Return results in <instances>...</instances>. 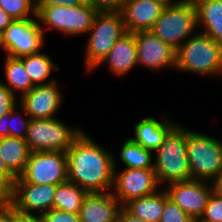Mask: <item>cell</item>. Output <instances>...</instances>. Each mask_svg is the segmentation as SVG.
Returning a JSON list of instances; mask_svg holds the SVG:
<instances>
[{"label": "cell", "instance_id": "30bf717a", "mask_svg": "<svg viewBox=\"0 0 222 222\" xmlns=\"http://www.w3.org/2000/svg\"><path fill=\"white\" fill-rule=\"evenodd\" d=\"M57 185L26 183L17 177L8 202L23 216H41L53 208Z\"/></svg>", "mask_w": 222, "mask_h": 222}, {"label": "cell", "instance_id": "7c38bea8", "mask_svg": "<svg viewBox=\"0 0 222 222\" xmlns=\"http://www.w3.org/2000/svg\"><path fill=\"white\" fill-rule=\"evenodd\" d=\"M3 41L6 56L19 58L39 53L45 44V34L37 18L14 20L3 31Z\"/></svg>", "mask_w": 222, "mask_h": 222}, {"label": "cell", "instance_id": "603a6c76", "mask_svg": "<svg viewBox=\"0 0 222 222\" xmlns=\"http://www.w3.org/2000/svg\"><path fill=\"white\" fill-rule=\"evenodd\" d=\"M34 86L50 84L56 79L50 78L52 72L59 70L51 57L42 50L36 54L19 57ZM53 70V71H52Z\"/></svg>", "mask_w": 222, "mask_h": 222}, {"label": "cell", "instance_id": "d4e9b609", "mask_svg": "<svg viewBox=\"0 0 222 222\" xmlns=\"http://www.w3.org/2000/svg\"><path fill=\"white\" fill-rule=\"evenodd\" d=\"M88 193L87 190L70 181L58 184L54 195L53 208L79 214Z\"/></svg>", "mask_w": 222, "mask_h": 222}, {"label": "cell", "instance_id": "f546056e", "mask_svg": "<svg viewBox=\"0 0 222 222\" xmlns=\"http://www.w3.org/2000/svg\"><path fill=\"white\" fill-rule=\"evenodd\" d=\"M200 219L207 222H222V197L212 192Z\"/></svg>", "mask_w": 222, "mask_h": 222}, {"label": "cell", "instance_id": "9a60e30c", "mask_svg": "<svg viewBox=\"0 0 222 222\" xmlns=\"http://www.w3.org/2000/svg\"><path fill=\"white\" fill-rule=\"evenodd\" d=\"M63 93L57 80L34 88L19 98V103L32 119L57 118L56 113L62 107Z\"/></svg>", "mask_w": 222, "mask_h": 222}, {"label": "cell", "instance_id": "d6986e66", "mask_svg": "<svg viewBox=\"0 0 222 222\" xmlns=\"http://www.w3.org/2000/svg\"><path fill=\"white\" fill-rule=\"evenodd\" d=\"M162 115V116H161ZM160 118L146 116L134 125V137L130 139L145 149L155 152L163 143L168 132L178 123L165 114Z\"/></svg>", "mask_w": 222, "mask_h": 222}, {"label": "cell", "instance_id": "e0dca14e", "mask_svg": "<svg viewBox=\"0 0 222 222\" xmlns=\"http://www.w3.org/2000/svg\"><path fill=\"white\" fill-rule=\"evenodd\" d=\"M106 64L110 73L116 77L127 75L134 67L138 66L137 46L135 33L126 32L114 44L109 53L93 69H98L101 65Z\"/></svg>", "mask_w": 222, "mask_h": 222}, {"label": "cell", "instance_id": "b9f144b4", "mask_svg": "<svg viewBox=\"0 0 222 222\" xmlns=\"http://www.w3.org/2000/svg\"><path fill=\"white\" fill-rule=\"evenodd\" d=\"M8 202V192L0 185V207Z\"/></svg>", "mask_w": 222, "mask_h": 222}, {"label": "cell", "instance_id": "4316f807", "mask_svg": "<svg viewBox=\"0 0 222 222\" xmlns=\"http://www.w3.org/2000/svg\"><path fill=\"white\" fill-rule=\"evenodd\" d=\"M0 8L13 20L37 18L34 0H0Z\"/></svg>", "mask_w": 222, "mask_h": 222}, {"label": "cell", "instance_id": "7bdbcfd3", "mask_svg": "<svg viewBox=\"0 0 222 222\" xmlns=\"http://www.w3.org/2000/svg\"><path fill=\"white\" fill-rule=\"evenodd\" d=\"M157 2H160L163 6H172L181 3L183 0H156Z\"/></svg>", "mask_w": 222, "mask_h": 222}, {"label": "cell", "instance_id": "836d02e7", "mask_svg": "<svg viewBox=\"0 0 222 222\" xmlns=\"http://www.w3.org/2000/svg\"><path fill=\"white\" fill-rule=\"evenodd\" d=\"M16 177L7 169L0 156V185L9 193L14 185Z\"/></svg>", "mask_w": 222, "mask_h": 222}, {"label": "cell", "instance_id": "8992f818", "mask_svg": "<svg viewBox=\"0 0 222 222\" xmlns=\"http://www.w3.org/2000/svg\"><path fill=\"white\" fill-rule=\"evenodd\" d=\"M35 8L37 20L43 33L48 27L67 37L87 34L98 12L88 3L72 7L54 5L35 6Z\"/></svg>", "mask_w": 222, "mask_h": 222}, {"label": "cell", "instance_id": "60d3db41", "mask_svg": "<svg viewBox=\"0 0 222 222\" xmlns=\"http://www.w3.org/2000/svg\"><path fill=\"white\" fill-rule=\"evenodd\" d=\"M19 222H44L41 216H23L19 213Z\"/></svg>", "mask_w": 222, "mask_h": 222}, {"label": "cell", "instance_id": "ee69618b", "mask_svg": "<svg viewBox=\"0 0 222 222\" xmlns=\"http://www.w3.org/2000/svg\"><path fill=\"white\" fill-rule=\"evenodd\" d=\"M0 48L6 52V49H5V44H4V41H3V32L0 31Z\"/></svg>", "mask_w": 222, "mask_h": 222}, {"label": "cell", "instance_id": "7402d4cb", "mask_svg": "<svg viewBox=\"0 0 222 222\" xmlns=\"http://www.w3.org/2000/svg\"><path fill=\"white\" fill-rule=\"evenodd\" d=\"M168 194L164 188L127 202L124 207L145 222H160Z\"/></svg>", "mask_w": 222, "mask_h": 222}, {"label": "cell", "instance_id": "6da1fadb", "mask_svg": "<svg viewBox=\"0 0 222 222\" xmlns=\"http://www.w3.org/2000/svg\"><path fill=\"white\" fill-rule=\"evenodd\" d=\"M87 132L66 150L68 181L92 192L112 191L114 182V152L94 141Z\"/></svg>", "mask_w": 222, "mask_h": 222}, {"label": "cell", "instance_id": "2e32d148", "mask_svg": "<svg viewBox=\"0 0 222 222\" xmlns=\"http://www.w3.org/2000/svg\"><path fill=\"white\" fill-rule=\"evenodd\" d=\"M164 7L156 0H127L120 11L126 31H150Z\"/></svg>", "mask_w": 222, "mask_h": 222}, {"label": "cell", "instance_id": "5bb4252c", "mask_svg": "<svg viewBox=\"0 0 222 222\" xmlns=\"http://www.w3.org/2000/svg\"><path fill=\"white\" fill-rule=\"evenodd\" d=\"M135 39L138 66H144L151 71H161L168 67L175 69L176 50L172 46L150 31L136 32Z\"/></svg>", "mask_w": 222, "mask_h": 222}, {"label": "cell", "instance_id": "484cf974", "mask_svg": "<svg viewBox=\"0 0 222 222\" xmlns=\"http://www.w3.org/2000/svg\"><path fill=\"white\" fill-rule=\"evenodd\" d=\"M154 152L143 148L130 138L125 140L119 150V158L124 168L154 169Z\"/></svg>", "mask_w": 222, "mask_h": 222}, {"label": "cell", "instance_id": "83f0119b", "mask_svg": "<svg viewBox=\"0 0 222 222\" xmlns=\"http://www.w3.org/2000/svg\"><path fill=\"white\" fill-rule=\"evenodd\" d=\"M22 112L24 114H22ZM31 119L26 113V109L18 103L10 112V118L7 120L9 136L25 139Z\"/></svg>", "mask_w": 222, "mask_h": 222}, {"label": "cell", "instance_id": "44dd1931", "mask_svg": "<svg viewBox=\"0 0 222 222\" xmlns=\"http://www.w3.org/2000/svg\"><path fill=\"white\" fill-rule=\"evenodd\" d=\"M30 154L31 150L25 139L12 136L0 138V156L16 178L23 173Z\"/></svg>", "mask_w": 222, "mask_h": 222}, {"label": "cell", "instance_id": "277c9868", "mask_svg": "<svg viewBox=\"0 0 222 222\" xmlns=\"http://www.w3.org/2000/svg\"><path fill=\"white\" fill-rule=\"evenodd\" d=\"M187 156L192 179L213 182L222 174V139L187 128Z\"/></svg>", "mask_w": 222, "mask_h": 222}, {"label": "cell", "instance_id": "f6af8a7d", "mask_svg": "<svg viewBox=\"0 0 222 222\" xmlns=\"http://www.w3.org/2000/svg\"><path fill=\"white\" fill-rule=\"evenodd\" d=\"M193 222H207V221H204V220H201L200 218H198V219H194Z\"/></svg>", "mask_w": 222, "mask_h": 222}, {"label": "cell", "instance_id": "9c48e42d", "mask_svg": "<svg viewBox=\"0 0 222 222\" xmlns=\"http://www.w3.org/2000/svg\"><path fill=\"white\" fill-rule=\"evenodd\" d=\"M20 178L26 183L58 185L68 181L66 153L31 152Z\"/></svg>", "mask_w": 222, "mask_h": 222}, {"label": "cell", "instance_id": "74e56055", "mask_svg": "<svg viewBox=\"0 0 222 222\" xmlns=\"http://www.w3.org/2000/svg\"><path fill=\"white\" fill-rule=\"evenodd\" d=\"M10 118V112L0 116V138L9 136V128L7 127V120Z\"/></svg>", "mask_w": 222, "mask_h": 222}, {"label": "cell", "instance_id": "7a4b0ae2", "mask_svg": "<svg viewBox=\"0 0 222 222\" xmlns=\"http://www.w3.org/2000/svg\"><path fill=\"white\" fill-rule=\"evenodd\" d=\"M154 153V171L160 186L192 180L187 156V128L184 125L178 122Z\"/></svg>", "mask_w": 222, "mask_h": 222}, {"label": "cell", "instance_id": "d590c367", "mask_svg": "<svg viewBox=\"0 0 222 222\" xmlns=\"http://www.w3.org/2000/svg\"><path fill=\"white\" fill-rule=\"evenodd\" d=\"M86 3L85 0H34L35 6H79Z\"/></svg>", "mask_w": 222, "mask_h": 222}, {"label": "cell", "instance_id": "1f68e13d", "mask_svg": "<svg viewBox=\"0 0 222 222\" xmlns=\"http://www.w3.org/2000/svg\"><path fill=\"white\" fill-rule=\"evenodd\" d=\"M44 222H81L79 214L52 208L41 215Z\"/></svg>", "mask_w": 222, "mask_h": 222}, {"label": "cell", "instance_id": "8d00e7d4", "mask_svg": "<svg viewBox=\"0 0 222 222\" xmlns=\"http://www.w3.org/2000/svg\"><path fill=\"white\" fill-rule=\"evenodd\" d=\"M118 220L120 222H145L141 218L131 214L124 206H121Z\"/></svg>", "mask_w": 222, "mask_h": 222}, {"label": "cell", "instance_id": "d6a6232c", "mask_svg": "<svg viewBox=\"0 0 222 222\" xmlns=\"http://www.w3.org/2000/svg\"><path fill=\"white\" fill-rule=\"evenodd\" d=\"M97 11L120 12L127 0H85Z\"/></svg>", "mask_w": 222, "mask_h": 222}, {"label": "cell", "instance_id": "f1b7e54d", "mask_svg": "<svg viewBox=\"0 0 222 222\" xmlns=\"http://www.w3.org/2000/svg\"><path fill=\"white\" fill-rule=\"evenodd\" d=\"M188 214H186L176 203L170 198L165 201V206L160 222H193Z\"/></svg>", "mask_w": 222, "mask_h": 222}, {"label": "cell", "instance_id": "e575fe53", "mask_svg": "<svg viewBox=\"0 0 222 222\" xmlns=\"http://www.w3.org/2000/svg\"><path fill=\"white\" fill-rule=\"evenodd\" d=\"M0 222H19V212L9 202L0 207Z\"/></svg>", "mask_w": 222, "mask_h": 222}, {"label": "cell", "instance_id": "ab89813d", "mask_svg": "<svg viewBox=\"0 0 222 222\" xmlns=\"http://www.w3.org/2000/svg\"><path fill=\"white\" fill-rule=\"evenodd\" d=\"M213 192L222 197V174L216 178L213 182Z\"/></svg>", "mask_w": 222, "mask_h": 222}, {"label": "cell", "instance_id": "52a82bcc", "mask_svg": "<svg viewBox=\"0 0 222 222\" xmlns=\"http://www.w3.org/2000/svg\"><path fill=\"white\" fill-rule=\"evenodd\" d=\"M196 30L198 28L194 2L183 0L179 4L164 7L150 32L177 50Z\"/></svg>", "mask_w": 222, "mask_h": 222}, {"label": "cell", "instance_id": "ac0fdd59", "mask_svg": "<svg viewBox=\"0 0 222 222\" xmlns=\"http://www.w3.org/2000/svg\"><path fill=\"white\" fill-rule=\"evenodd\" d=\"M120 208L112 191L92 192L85 197L79 218L81 222H116Z\"/></svg>", "mask_w": 222, "mask_h": 222}, {"label": "cell", "instance_id": "ba28073f", "mask_svg": "<svg viewBox=\"0 0 222 222\" xmlns=\"http://www.w3.org/2000/svg\"><path fill=\"white\" fill-rule=\"evenodd\" d=\"M83 132L82 128L71 127L59 118L31 119L25 140L31 152H65Z\"/></svg>", "mask_w": 222, "mask_h": 222}, {"label": "cell", "instance_id": "ffe728a7", "mask_svg": "<svg viewBox=\"0 0 222 222\" xmlns=\"http://www.w3.org/2000/svg\"><path fill=\"white\" fill-rule=\"evenodd\" d=\"M196 7L197 28L222 44V0H192Z\"/></svg>", "mask_w": 222, "mask_h": 222}, {"label": "cell", "instance_id": "5b68a950", "mask_svg": "<svg viewBox=\"0 0 222 222\" xmlns=\"http://www.w3.org/2000/svg\"><path fill=\"white\" fill-rule=\"evenodd\" d=\"M126 32L120 12L96 13L92 27L87 33L89 38L84 55V68L88 73L93 71Z\"/></svg>", "mask_w": 222, "mask_h": 222}, {"label": "cell", "instance_id": "4fadbf2b", "mask_svg": "<svg viewBox=\"0 0 222 222\" xmlns=\"http://www.w3.org/2000/svg\"><path fill=\"white\" fill-rule=\"evenodd\" d=\"M166 186L164 189L168 197L192 219H198L202 216L213 192L212 182L195 179L173 182Z\"/></svg>", "mask_w": 222, "mask_h": 222}, {"label": "cell", "instance_id": "8fae6325", "mask_svg": "<svg viewBox=\"0 0 222 222\" xmlns=\"http://www.w3.org/2000/svg\"><path fill=\"white\" fill-rule=\"evenodd\" d=\"M116 160V157H114L112 192L121 206H124L130 200L150 195L161 189L154 169L123 168L119 171L117 169L118 161Z\"/></svg>", "mask_w": 222, "mask_h": 222}, {"label": "cell", "instance_id": "4dcf8cb0", "mask_svg": "<svg viewBox=\"0 0 222 222\" xmlns=\"http://www.w3.org/2000/svg\"><path fill=\"white\" fill-rule=\"evenodd\" d=\"M19 103V98L0 80V116L9 113Z\"/></svg>", "mask_w": 222, "mask_h": 222}, {"label": "cell", "instance_id": "cb8c5ba5", "mask_svg": "<svg viewBox=\"0 0 222 222\" xmlns=\"http://www.w3.org/2000/svg\"><path fill=\"white\" fill-rule=\"evenodd\" d=\"M4 77L5 81H1L6 85L18 98L28 93L34 88L30 80L23 62L19 58H12L5 55L4 58ZM6 82V83H5Z\"/></svg>", "mask_w": 222, "mask_h": 222}, {"label": "cell", "instance_id": "3957f363", "mask_svg": "<svg viewBox=\"0 0 222 222\" xmlns=\"http://www.w3.org/2000/svg\"><path fill=\"white\" fill-rule=\"evenodd\" d=\"M175 69L207 77L222 76V44L197 30L176 50Z\"/></svg>", "mask_w": 222, "mask_h": 222}, {"label": "cell", "instance_id": "f35d334b", "mask_svg": "<svg viewBox=\"0 0 222 222\" xmlns=\"http://www.w3.org/2000/svg\"><path fill=\"white\" fill-rule=\"evenodd\" d=\"M14 20L0 8V31L3 32Z\"/></svg>", "mask_w": 222, "mask_h": 222}]
</instances>
